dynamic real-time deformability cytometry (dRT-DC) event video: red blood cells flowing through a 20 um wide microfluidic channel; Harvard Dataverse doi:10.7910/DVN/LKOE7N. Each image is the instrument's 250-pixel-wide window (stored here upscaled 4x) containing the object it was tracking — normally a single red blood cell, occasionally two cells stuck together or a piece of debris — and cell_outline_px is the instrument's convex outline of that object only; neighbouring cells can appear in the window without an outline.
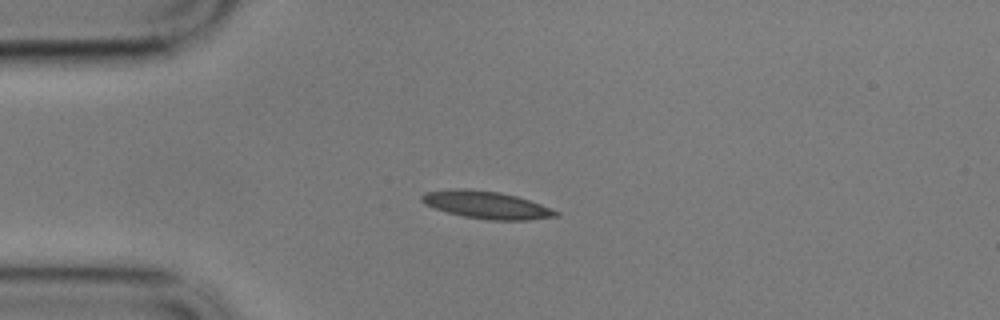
{"species": "common noctule bat (a hibernating species)", "species_latin": "Nyctalus noctula", "temperature_condition": "cold", "stored_images_in_passage": 45, "camera_frame_rate_fps": 3000, "um_per_image_px": 0.085, "animal": {"sex": "male", "body_mass_g": 17.9}, "frame": {"image": 1, "passage_image": 1, "time_ms": 0.0, "image_size_px": [1000, 320], "cell_outline_px": [[560, 216], [528, 220], [488, 220], [464, 216], [448, 212], [424, 204], [420, 200], [420, 196], [424, 192], [456, 188], [468, 188], [500, 192], [516, 196], [540, 204], [560, 212]], "centroid_in_image_um": [41.34, 17.41], "position_along_channel_um": 43.7, "area_um2": 21.5}}
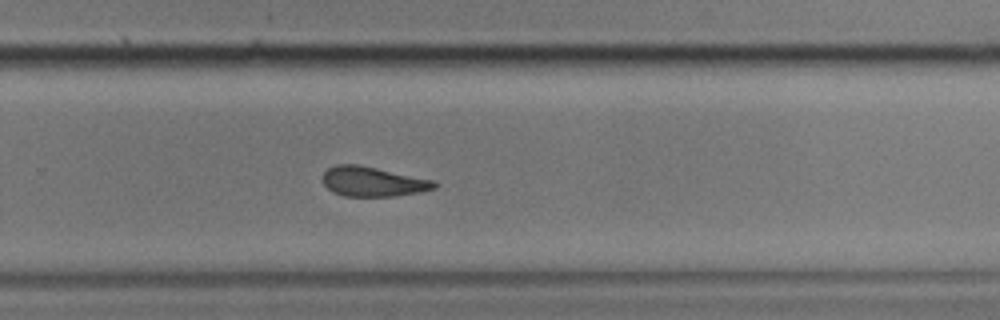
{"frame": {"image": 2, "passage_image": 25, "time_ms": 8.0, "image_size_px": [1000, 320], "cell_outline_px": [[440, 184], [436, 188], [420, 192], [392, 196], [344, 196], [332, 192], [324, 184], [324, 172], [328, 168], [336, 164], [360, 164], [436, 180]], "centroid_in_image_um": [31.75, 15.42], "position_along_channel_um": 298.1, "area_um2": 19.59}}
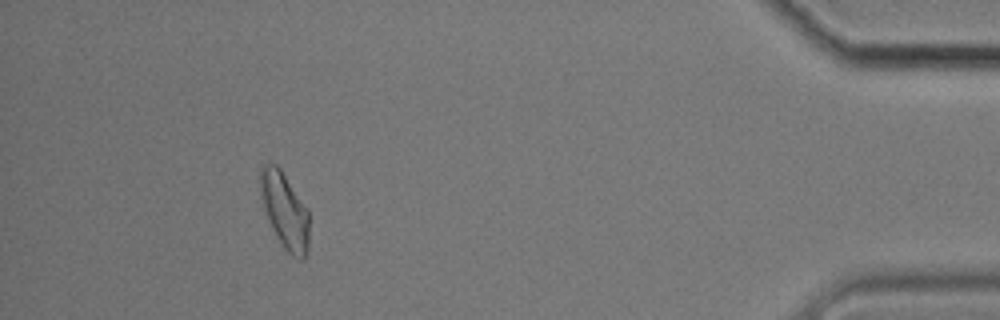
{"frame": {"image": 3, "passage_image": 40, "time_ms": 13.0, "image_size_px": [1000, 320], "cell_outline_px": [[308, 252], [304, 260], [296, 260], [280, 244], [272, 228], [264, 208], [260, 192], [260, 168], [264, 164], [276, 164], [280, 168], [308, 208]], "centroid_in_image_um": [24.22, 17.93], "position_along_channel_um": 411.0, "area_um2": 21.73}, "authors_computed_cell_mechanics": {"area_um2": 20.6924, "velocity_mm_per_s": 3.426, "shape_relaxation_time_tau1_ms": 11.1744, "shape_relaxation_time_tau2_ms": 3.4691, "deformation_change_tau1": 0.1912, "deformation_change_tau2": 0.1194}}